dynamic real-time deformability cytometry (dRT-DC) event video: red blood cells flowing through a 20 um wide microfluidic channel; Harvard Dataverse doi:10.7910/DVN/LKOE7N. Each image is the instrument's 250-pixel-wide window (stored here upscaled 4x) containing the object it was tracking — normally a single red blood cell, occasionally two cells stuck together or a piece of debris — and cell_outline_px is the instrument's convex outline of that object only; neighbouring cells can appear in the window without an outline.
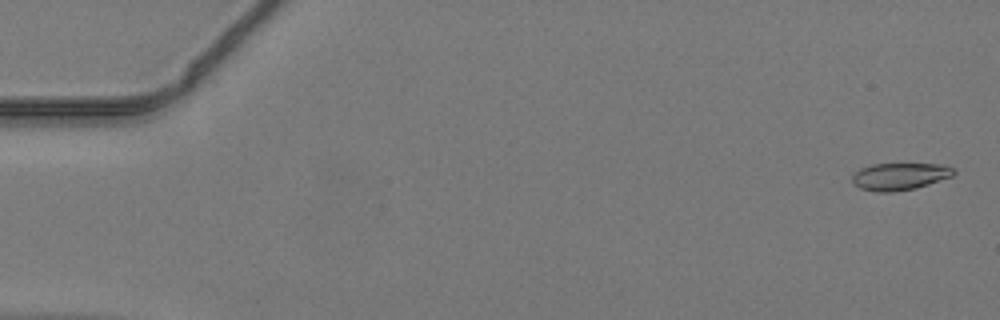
{"species": "common noctule bat (a hibernating species)", "species_latin": "Nyctalus noctula", "temperature_condition": "warm", "stored_images_in_passage": 46, "camera_frame_rate_fps": 3000, "um_per_image_px": 0.085, "animal": {"sex": "male", "body_mass_g": 19.2, "forearm_length_mm": 51.8}, "frame": {"image": 1, "passage_image": 2, "time_ms": 0.333, "image_size_px": [1000, 320], "cell_outline_px": [[956, 172], [952, 176], [916, 188], [892, 192], [876, 192], [860, 188], [852, 184], [852, 176], [860, 168], [872, 164], [944, 164], [952, 168]], "centroid_in_image_um": [76.45, 15.0], "position_along_channel_um": 8.5, "area_um2": 16.07}}
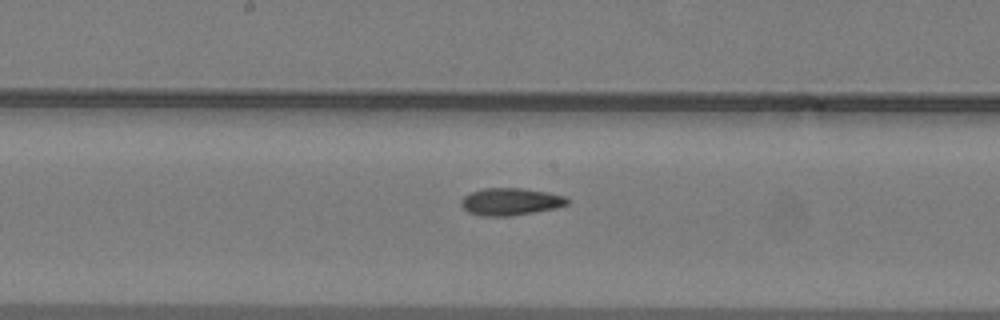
{"frame": {"image": 2, "passage_image": 26, "time_ms": 8.333, "image_size_px": [1000, 320], "cell_outline_px": [[568, 204], [556, 208], [508, 216], [484, 216], [468, 212], [460, 204], [460, 200], [464, 196], [472, 192], [484, 188], [520, 188], [548, 192], [564, 196], [568, 200]], "centroid_in_image_um": [43.37, 17.13], "position_along_channel_um": 204.8, "area_um2": 16.7}}
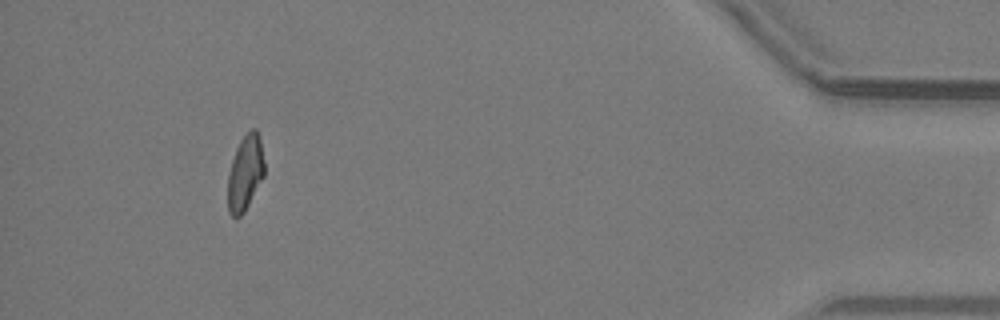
{"frame": {"image": 3, "passage_image": 45, "time_ms": 14.667, "image_size_px": [1000, 320], "cell_outline_px": [[264, 176], [244, 212], [236, 220], [228, 212], [228, 176], [232, 160], [236, 148], [240, 140], [252, 128], [256, 128], [260, 136], [264, 160]], "centroid_in_image_um": [20.84, 14.7], "position_along_channel_um": 414.4, "area_um2": 16.13}}